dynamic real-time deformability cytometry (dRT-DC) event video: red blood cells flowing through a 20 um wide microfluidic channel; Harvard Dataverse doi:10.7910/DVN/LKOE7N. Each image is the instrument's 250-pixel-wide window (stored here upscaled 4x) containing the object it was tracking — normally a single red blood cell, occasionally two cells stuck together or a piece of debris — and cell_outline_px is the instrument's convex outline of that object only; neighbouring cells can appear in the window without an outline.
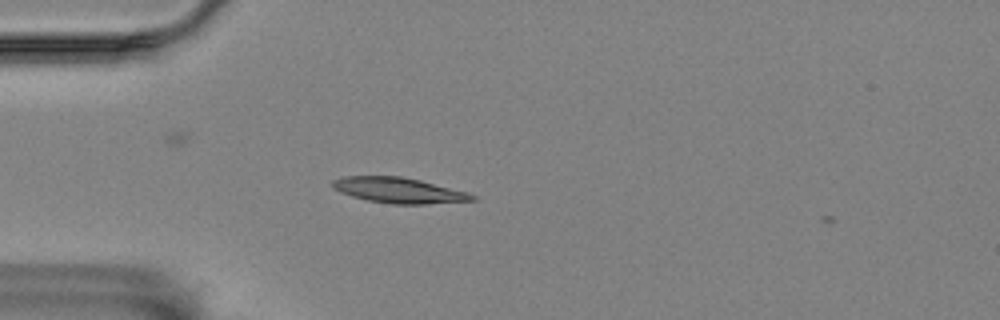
{"species": "Egyptian fruit bat (a non-hibernating species)", "species_latin": "Rousettus aegyptiacus", "temperature_condition": "room temperature", "stored_images_in_passage": 2, "camera_frame_rate_fps": 3000, "um_per_image_px": 0.085, "animal": {"sex": "female"}, "frame": {"image": 1, "passage_image": 1, "time_ms": 0.0, "image_size_px": [1000, 320], "cell_outline_px": [[476, 200], [424, 204], [392, 204], [368, 200], [352, 196], [340, 192], [332, 188], [332, 180], [344, 176], [400, 176], [420, 180], [468, 192], [476, 196]], "centroid_in_image_um": [33.88, 16.17], "position_along_channel_um": 51.1, "area_um2": 20.69}}